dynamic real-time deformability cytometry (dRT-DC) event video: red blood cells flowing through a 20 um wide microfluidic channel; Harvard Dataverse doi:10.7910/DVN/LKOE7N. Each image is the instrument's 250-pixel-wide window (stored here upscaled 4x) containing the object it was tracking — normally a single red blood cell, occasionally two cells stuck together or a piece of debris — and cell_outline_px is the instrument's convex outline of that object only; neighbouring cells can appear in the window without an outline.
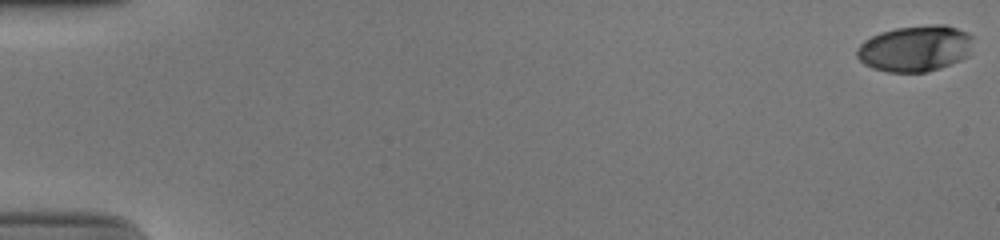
{"species": "human", "species_latin": "Homo sapiens", "temperature_condition": "cold", "stored_images_in_passage": 8, "camera_frame_rate_fps": 3000, "um_per_image_px": 0.085, "donor": {"sex": "male"}, "frame": {"image": 1, "passage_image": 1, "time_ms": 0.0, "image_size_px": [1000, 240], "cell_outline_px": [[972, 36], [968, 56], [960, 60], [940, 68], [928, 72], [888, 72], [872, 68], [864, 64], [856, 56], [856, 48], [864, 40], [880, 32], [896, 28], [928, 24], [944, 24], [968, 32]], "centroid_in_image_um": [77.77, 4.12], "position_along_channel_um": 7.2, "area_um2": 31.39}}